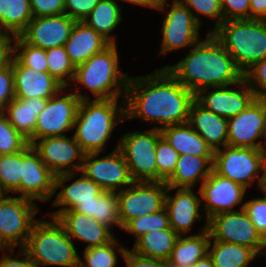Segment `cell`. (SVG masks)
<instances>
[{
	"instance_id": "1",
	"label": "cell",
	"mask_w": 266,
	"mask_h": 267,
	"mask_svg": "<svg viewBox=\"0 0 266 267\" xmlns=\"http://www.w3.org/2000/svg\"><path fill=\"white\" fill-rule=\"evenodd\" d=\"M195 94L165 67L146 76L130 77L125 96L126 119L141 118L164 128L188 122Z\"/></svg>"
},
{
	"instance_id": "2",
	"label": "cell",
	"mask_w": 266,
	"mask_h": 267,
	"mask_svg": "<svg viewBox=\"0 0 266 267\" xmlns=\"http://www.w3.org/2000/svg\"><path fill=\"white\" fill-rule=\"evenodd\" d=\"M187 56L165 68L194 94L209 87L238 85L244 74L221 43L208 32Z\"/></svg>"
},
{
	"instance_id": "3",
	"label": "cell",
	"mask_w": 266,
	"mask_h": 267,
	"mask_svg": "<svg viewBox=\"0 0 266 267\" xmlns=\"http://www.w3.org/2000/svg\"><path fill=\"white\" fill-rule=\"evenodd\" d=\"M118 104V99L80 102L73 136L84 153H101L115 126L126 119L125 103Z\"/></svg>"
},
{
	"instance_id": "4",
	"label": "cell",
	"mask_w": 266,
	"mask_h": 267,
	"mask_svg": "<svg viewBox=\"0 0 266 267\" xmlns=\"http://www.w3.org/2000/svg\"><path fill=\"white\" fill-rule=\"evenodd\" d=\"M211 33L243 74L266 57V20H226Z\"/></svg>"
},
{
	"instance_id": "5",
	"label": "cell",
	"mask_w": 266,
	"mask_h": 267,
	"mask_svg": "<svg viewBox=\"0 0 266 267\" xmlns=\"http://www.w3.org/2000/svg\"><path fill=\"white\" fill-rule=\"evenodd\" d=\"M116 45L111 43L102 52L75 67L73 83L76 82L78 85L79 82L86 86L95 96V100L118 99L126 96L130 77L128 73L123 74L119 70Z\"/></svg>"
},
{
	"instance_id": "6",
	"label": "cell",
	"mask_w": 266,
	"mask_h": 267,
	"mask_svg": "<svg viewBox=\"0 0 266 267\" xmlns=\"http://www.w3.org/2000/svg\"><path fill=\"white\" fill-rule=\"evenodd\" d=\"M37 220L23 248L35 267L56 265L78 267L79 255L64 227L56 218Z\"/></svg>"
},
{
	"instance_id": "7",
	"label": "cell",
	"mask_w": 266,
	"mask_h": 267,
	"mask_svg": "<svg viewBox=\"0 0 266 267\" xmlns=\"http://www.w3.org/2000/svg\"><path fill=\"white\" fill-rule=\"evenodd\" d=\"M224 148V149H223ZM214 151L212 170L248 189L256 179L258 186L266 168V149L233 147L226 145ZM257 177V178H256Z\"/></svg>"
},
{
	"instance_id": "8",
	"label": "cell",
	"mask_w": 266,
	"mask_h": 267,
	"mask_svg": "<svg viewBox=\"0 0 266 267\" xmlns=\"http://www.w3.org/2000/svg\"><path fill=\"white\" fill-rule=\"evenodd\" d=\"M161 130L128 132L120 138L118 149L125 158L133 182H157L156 145Z\"/></svg>"
},
{
	"instance_id": "9",
	"label": "cell",
	"mask_w": 266,
	"mask_h": 267,
	"mask_svg": "<svg viewBox=\"0 0 266 267\" xmlns=\"http://www.w3.org/2000/svg\"><path fill=\"white\" fill-rule=\"evenodd\" d=\"M34 200L25 197H0V251L13 252L19 243L25 247L37 211Z\"/></svg>"
},
{
	"instance_id": "10",
	"label": "cell",
	"mask_w": 266,
	"mask_h": 267,
	"mask_svg": "<svg viewBox=\"0 0 266 267\" xmlns=\"http://www.w3.org/2000/svg\"><path fill=\"white\" fill-rule=\"evenodd\" d=\"M65 89L66 87L48 99L44 110L37 117L33 143L46 137L64 136V132L75 128L74 123L80 102L91 98L79 92L81 91L79 88L76 89L78 93L72 92L61 96L63 91L66 93ZM59 93H61L60 96Z\"/></svg>"
},
{
	"instance_id": "11",
	"label": "cell",
	"mask_w": 266,
	"mask_h": 267,
	"mask_svg": "<svg viewBox=\"0 0 266 267\" xmlns=\"http://www.w3.org/2000/svg\"><path fill=\"white\" fill-rule=\"evenodd\" d=\"M167 189L165 182H133L122 191H117L122 228L132 219L163 209Z\"/></svg>"
},
{
	"instance_id": "12",
	"label": "cell",
	"mask_w": 266,
	"mask_h": 267,
	"mask_svg": "<svg viewBox=\"0 0 266 267\" xmlns=\"http://www.w3.org/2000/svg\"><path fill=\"white\" fill-rule=\"evenodd\" d=\"M210 239L252 248L258 253L264 238L249 219L244 204L238 211L217 214L208 220Z\"/></svg>"
},
{
	"instance_id": "13",
	"label": "cell",
	"mask_w": 266,
	"mask_h": 267,
	"mask_svg": "<svg viewBox=\"0 0 266 267\" xmlns=\"http://www.w3.org/2000/svg\"><path fill=\"white\" fill-rule=\"evenodd\" d=\"M98 155L99 152L85 153L80 172L104 191L117 192L119 187L122 191L133 183L127 162L118 147L110 154L95 159Z\"/></svg>"
},
{
	"instance_id": "14",
	"label": "cell",
	"mask_w": 266,
	"mask_h": 267,
	"mask_svg": "<svg viewBox=\"0 0 266 267\" xmlns=\"http://www.w3.org/2000/svg\"><path fill=\"white\" fill-rule=\"evenodd\" d=\"M264 142L257 143L258 138ZM266 99L255 98L238 115L228 119L227 145L233 147L266 149Z\"/></svg>"
},
{
	"instance_id": "15",
	"label": "cell",
	"mask_w": 266,
	"mask_h": 267,
	"mask_svg": "<svg viewBox=\"0 0 266 267\" xmlns=\"http://www.w3.org/2000/svg\"><path fill=\"white\" fill-rule=\"evenodd\" d=\"M169 13L162 22L160 54L194 46L199 41V27L190 10L179 0H173Z\"/></svg>"
},
{
	"instance_id": "16",
	"label": "cell",
	"mask_w": 266,
	"mask_h": 267,
	"mask_svg": "<svg viewBox=\"0 0 266 267\" xmlns=\"http://www.w3.org/2000/svg\"><path fill=\"white\" fill-rule=\"evenodd\" d=\"M32 146L38 152L43 163L56 176L75 172V170L77 173L80 172L85 153L81 150L74 136L71 138L66 137V135L46 137L36 140ZM75 160H78V163H75Z\"/></svg>"
},
{
	"instance_id": "17",
	"label": "cell",
	"mask_w": 266,
	"mask_h": 267,
	"mask_svg": "<svg viewBox=\"0 0 266 267\" xmlns=\"http://www.w3.org/2000/svg\"><path fill=\"white\" fill-rule=\"evenodd\" d=\"M56 175L43 163L31 144L23 149V176L20 197L49 201L56 193Z\"/></svg>"
},
{
	"instance_id": "18",
	"label": "cell",
	"mask_w": 266,
	"mask_h": 267,
	"mask_svg": "<svg viewBox=\"0 0 266 267\" xmlns=\"http://www.w3.org/2000/svg\"><path fill=\"white\" fill-rule=\"evenodd\" d=\"M246 188L234 181L224 178L213 170L201 183L198 193L201 195L206 210V223L220 213L233 212L236 205L241 204ZM206 202V203H205Z\"/></svg>"
},
{
	"instance_id": "19",
	"label": "cell",
	"mask_w": 266,
	"mask_h": 267,
	"mask_svg": "<svg viewBox=\"0 0 266 267\" xmlns=\"http://www.w3.org/2000/svg\"><path fill=\"white\" fill-rule=\"evenodd\" d=\"M231 86L235 85L213 87L210 92L208 88L203 89L195 94V100L216 115L232 118L245 110L256 97L245 78L238 82V86H244L240 90Z\"/></svg>"
},
{
	"instance_id": "20",
	"label": "cell",
	"mask_w": 266,
	"mask_h": 267,
	"mask_svg": "<svg viewBox=\"0 0 266 267\" xmlns=\"http://www.w3.org/2000/svg\"><path fill=\"white\" fill-rule=\"evenodd\" d=\"M75 22L65 13L35 17L19 36L27 44L48 50L65 45Z\"/></svg>"
},
{
	"instance_id": "21",
	"label": "cell",
	"mask_w": 266,
	"mask_h": 267,
	"mask_svg": "<svg viewBox=\"0 0 266 267\" xmlns=\"http://www.w3.org/2000/svg\"><path fill=\"white\" fill-rule=\"evenodd\" d=\"M13 82L15 97L20 99L34 97L50 99L64 88L48 72L24 67L14 56Z\"/></svg>"
},
{
	"instance_id": "22",
	"label": "cell",
	"mask_w": 266,
	"mask_h": 267,
	"mask_svg": "<svg viewBox=\"0 0 266 267\" xmlns=\"http://www.w3.org/2000/svg\"><path fill=\"white\" fill-rule=\"evenodd\" d=\"M76 172H69L57 175L55 178V190L60 186H65L57 194L54 207L59 206L61 209L49 214L50 218H56L61 212L73 210L78 204H89L94 201V197L99 196L104 190L93 180L86 177L83 173L71 184L64 185L65 182L74 178Z\"/></svg>"
},
{
	"instance_id": "23",
	"label": "cell",
	"mask_w": 266,
	"mask_h": 267,
	"mask_svg": "<svg viewBox=\"0 0 266 267\" xmlns=\"http://www.w3.org/2000/svg\"><path fill=\"white\" fill-rule=\"evenodd\" d=\"M171 190H177L175 196L168 195ZM201 196L197 197L192 189L168 187L165 196V208L168 213L170 227L179 235L187 234L196 219H202L200 214Z\"/></svg>"
},
{
	"instance_id": "24",
	"label": "cell",
	"mask_w": 266,
	"mask_h": 267,
	"mask_svg": "<svg viewBox=\"0 0 266 267\" xmlns=\"http://www.w3.org/2000/svg\"><path fill=\"white\" fill-rule=\"evenodd\" d=\"M56 219L71 239L87 242L85 248L105 245L115 238L109 227L83 213L64 211Z\"/></svg>"
},
{
	"instance_id": "25",
	"label": "cell",
	"mask_w": 266,
	"mask_h": 267,
	"mask_svg": "<svg viewBox=\"0 0 266 267\" xmlns=\"http://www.w3.org/2000/svg\"><path fill=\"white\" fill-rule=\"evenodd\" d=\"M110 44L84 21H76L64 47L71 63L77 67L93 55L102 52Z\"/></svg>"
},
{
	"instance_id": "26",
	"label": "cell",
	"mask_w": 266,
	"mask_h": 267,
	"mask_svg": "<svg viewBox=\"0 0 266 267\" xmlns=\"http://www.w3.org/2000/svg\"><path fill=\"white\" fill-rule=\"evenodd\" d=\"M216 151L227 145L228 119L205 109L196 100L189 110L187 122Z\"/></svg>"
},
{
	"instance_id": "27",
	"label": "cell",
	"mask_w": 266,
	"mask_h": 267,
	"mask_svg": "<svg viewBox=\"0 0 266 267\" xmlns=\"http://www.w3.org/2000/svg\"><path fill=\"white\" fill-rule=\"evenodd\" d=\"M48 99L29 98L20 99L15 97L5 109V115L10 124L33 144V133L37 123V117L44 110Z\"/></svg>"
},
{
	"instance_id": "28",
	"label": "cell",
	"mask_w": 266,
	"mask_h": 267,
	"mask_svg": "<svg viewBox=\"0 0 266 267\" xmlns=\"http://www.w3.org/2000/svg\"><path fill=\"white\" fill-rule=\"evenodd\" d=\"M212 165L213 157L179 155L175 171L165 183L175 189H193L198 180L203 182L210 175Z\"/></svg>"
},
{
	"instance_id": "29",
	"label": "cell",
	"mask_w": 266,
	"mask_h": 267,
	"mask_svg": "<svg viewBox=\"0 0 266 267\" xmlns=\"http://www.w3.org/2000/svg\"><path fill=\"white\" fill-rule=\"evenodd\" d=\"M160 130L179 155L214 157L213 149L188 123L169 125Z\"/></svg>"
},
{
	"instance_id": "30",
	"label": "cell",
	"mask_w": 266,
	"mask_h": 267,
	"mask_svg": "<svg viewBox=\"0 0 266 267\" xmlns=\"http://www.w3.org/2000/svg\"><path fill=\"white\" fill-rule=\"evenodd\" d=\"M208 223L201 229L199 234L183 237L180 235L169 257L168 264H180L192 266L199 259L208 254L210 233L207 229Z\"/></svg>"
},
{
	"instance_id": "31",
	"label": "cell",
	"mask_w": 266,
	"mask_h": 267,
	"mask_svg": "<svg viewBox=\"0 0 266 267\" xmlns=\"http://www.w3.org/2000/svg\"><path fill=\"white\" fill-rule=\"evenodd\" d=\"M179 236L173 229L153 230L135 240L131 250L140 256L167 261Z\"/></svg>"
},
{
	"instance_id": "32",
	"label": "cell",
	"mask_w": 266,
	"mask_h": 267,
	"mask_svg": "<svg viewBox=\"0 0 266 267\" xmlns=\"http://www.w3.org/2000/svg\"><path fill=\"white\" fill-rule=\"evenodd\" d=\"M73 211L86 214L110 229L115 225L123 229L119 219L116 192L103 191L99 196L94 197L93 202L78 204Z\"/></svg>"
},
{
	"instance_id": "33",
	"label": "cell",
	"mask_w": 266,
	"mask_h": 267,
	"mask_svg": "<svg viewBox=\"0 0 266 267\" xmlns=\"http://www.w3.org/2000/svg\"><path fill=\"white\" fill-rule=\"evenodd\" d=\"M33 19L30 0H0V31L19 36Z\"/></svg>"
},
{
	"instance_id": "34",
	"label": "cell",
	"mask_w": 266,
	"mask_h": 267,
	"mask_svg": "<svg viewBox=\"0 0 266 267\" xmlns=\"http://www.w3.org/2000/svg\"><path fill=\"white\" fill-rule=\"evenodd\" d=\"M209 243L208 254L215 267H247L258 256L247 246L214 240Z\"/></svg>"
},
{
	"instance_id": "35",
	"label": "cell",
	"mask_w": 266,
	"mask_h": 267,
	"mask_svg": "<svg viewBox=\"0 0 266 267\" xmlns=\"http://www.w3.org/2000/svg\"><path fill=\"white\" fill-rule=\"evenodd\" d=\"M115 0H100L84 22L100 33L110 43L116 44V37L110 35L122 20L121 7Z\"/></svg>"
},
{
	"instance_id": "36",
	"label": "cell",
	"mask_w": 266,
	"mask_h": 267,
	"mask_svg": "<svg viewBox=\"0 0 266 267\" xmlns=\"http://www.w3.org/2000/svg\"><path fill=\"white\" fill-rule=\"evenodd\" d=\"M23 176V150L14 154L0 155V186L8 193L20 194V182Z\"/></svg>"
},
{
	"instance_id": "37",
	"label": "cell",
	"mask_w": 266,
	"mask_h": 267,
	"mask_svg": "<svg viewBox=\"0 0 266 267\" xmlns=\"http://www.w3.org/2000/svg\"><path fill=\"white\" fill-rule=\"evenodd\" d=\"M48 73L64 87H68V80H73L75 67L71 63L64 46L46 50ZM66 78V79H65Z\"/></svg>"
},
{
	"instance_id": "38",
	"label": "cell",
	"mask_w": 266,
	"mask_h": 267,
	"mask_svg": "<svg viewBox=\"0 0 266 267\" xmlns=\"http://www.w3.org/2000/svg\"><path fill=\"white\" fill-rule=\"evenodd\" d=\"M118 242L115 237L105 245L85 248L83 253L86 262L79 257L78 267H116L117 254L115 249L119 245Z\"/></svg>"
},
{
	"instance_id": "39",
	"label": "cell",
	"mask_w": 266,
	"mask_h": 267,
	"mask_svg": "<svg viewBox=\"0 0 266 267\" xmlns=\"http://www.w3.org/2000/svg\"><path fill=\"white\" fill-rule=\"evenodd\" d=\"M162 229H172L170 227L169 217L165 207L153 214L140 216L139 218L130 220L122 230L131 233L137 240L145 233Z\"/></svg>"
},
{
	"instance_id": "40",
	"label": "cell",
	"mask_w": 266,
	"mask_h": 267,
	"mask_svg": "<svg viewBox=\"0 0 266 267\" xmlns=\"http://www.w3.org/2000/svg\"><path fill=\"white\" fill-rule=\"evenodd\" d=\"M13 42L14 57L24 67L34 68L40 72L48 71L46 50L27 44L20 36H15Z\"/></svg>"
},
{
	"instance_id": "41",
	"label": "cell",
	"mask_w": 266,
	"mask_h": 267,
	"mask_svg": "<svg viewBox=\"0 0 266 267\" xmlns=\"http://www.w3.org/2000/svg\"><path fill=\"white\" fill-rule=\"evenodd\" d=\"M157 182H166L175 171L179 153L161 136L156 145Z\"/></svg>"
},
{
	"instance_id": "42",
	"label": "cell",
	"mask_w": 266,
	"mask_h": 267,
	"mask_svg": "<svg viewBox=\"0 0 266 267\" xmlns=\"http://www.w3.org/2000/svg\"><path fill=\"white\" fill-rule=\"evenodd\" d=\"M28 144V140L10 124L6 115L0 114V155L17 153Z\"/></svg>"
},
{
	"instance_id": "43",
	"label": "cell",
	"mask_w": 266,
	"mask_h": 267,
	"mask_svg": "<svg viewBox=\"0 0 266 267\" xmlns=\"http://www.w3.org/2000/svg\"><path fill=\"white\" fill-rule=\"evenodd\" d=\"M193 14L195 20L201 25L199 14L215 19L216 24L210 33L224 22L223 12L221 8V0H179ZM191 7V8H190ZM192 8L194 9L192 11ZM194 12L197 14L194 15ZM217 19V20H216Z\"/></svg>"
},
{
	"instance_id": "44",
	"label": "cell",
	"mask_w": 266,
	"mask_h": 267,
	"mask_svg": "<svg viewBox=\"0 0 266 267\" xmlns=\"http://www.w3.org/2000/svg\"><path fill=\"white\" fill-rule=\"evenodd\" d=\"M244 78L256 98L266 99V57L250 68L244 74Z\"/></svg>"
},
{
	"instance_id": "45",
	"label": "cell",
	"mask_w": 266,
	"mask_h": 267,
	"mask_svg": "<svg viewBox=\"0 0 266 267\" xmlns=\"http://www.w3.org/2000/svg\"><path fill=\"white\" fill-rule=\"evenodd\" d=\"M244 210L258 232L266 238V199H251L244 203Z\"/></svg>"
},
{
	"instance_id": "46",
	"label": "cell",
	"mask_w": 266,
	"mask_h": 267,
	"mask_svg": "<svg viewBox=\"0 0 266 267\" xmlns=\"http://www.w3.org/2000/svg\"><path fill=\"white\" fill-rule=\"evenodd\" d=\"M15 98L13 82V58L11 63L0 70V114L5 113L6 106Z\"/></svg>"
},
{
	"instance_id": "47",
	"label": "cell",
	"mask_w": 266,
	"mask_h": 267,
	"mask_svg": "<svg viewBox=\"0 0 266 267\" xmlns=\"http://www.w3.org/2000/svg\"><path fill=\"white\" fill-rule=\"evenodd\" d=\"M224 21L250 19V0H221Z\"/></svg>"
},
{
	"instance_id": "48",
	"label": "cell",
	"mask_w": 266,
	"mask_h": 267,
	"mask_svg": "<svg viewBox=\"0 0 266 267\" xmlns=\"http://www.w3.org/2000/svg\"><path fill=\"white\" fill-rule=\"evenodd\" d=\"M30 8L35 17L65 13V0H30Z\"/></svg>"
},
{
	"instance_id": "49",
	"label": "cell",
	"mask_w": 266,
	"mask_h": 267,
	"mask_svg": "<svg viewBox=\"0 0 266 267\" xmlns=\"http://www.w3.org/2000/svg\"><path fill=\"white\" fill-rule=\"evenodd\" d=\"M100 0H65V14L74 21H84ZM67 10H69L67 12Z\"/></svg>"
},
{
	"instance_id": "50",
	"label": "cell",
	"mask_w": 266,
	"mask_h": 267,
	"mask_svg": "<svg viewBox=\"0 0 266 267\" xmlns=\"http://www.w3.org/2000/svg\"><path fill=\"white\" fill-rule=\"evenodd\" d=\"M118 250L125 260L126 267H168V261L140 256L122 246Z\"/></svg>"
},
{
	"instance_id": "51",
	"label": "cell",
	"mask_w": 266,
	"mask_h": 267,
	"mask_svg": "<svg viewBox=\"0 0 266 267\" xmlns=\"http://www.w3.org/2000/svg\"><path fill=\"white\" fill-rule=\"evenodd\" d=\"M14 36L0 31V70L7 67L14 56Z\"/></svg>"
},
{
	"instance_id": "52",
	"label": "cell",
	"mask_w": 266,
	"mask_h": 267,
	"mask_svg": "<svg viewBox=\"0 0 266 267\" xmlns=\"http://www.w3.org/2000/svg\"><path fill=\"white\" fill-rule=\"evenodd\" d=\"M19 251V254L24 258H21L19 255H16V257L12 258L14 256V252L12 255L9 254V256L3 254L0 260V267H35V264L30 259L27 252L23 248L19 249Z\"/></svg>"
},
{
	"instance_id": "53",
	"label": "cell",
	"mask_w": 266,
	"mask_h": 267,
	"mask_svg": "<svg viewBox=\"0 0 266 267\" xmlns=\"http://www.w3.org/2000/svg\"><path fill=\"white\" fill-rule=\"evenodd\" d=\"M250 19L266 20V0H250Z\"/></svg>"
},
{
	"instance_id": "54",
	"label": "cell",
	"mask_w": 266,
	"mask_h": 267,
	"mask_svg": "<svg viewBox=\"0 0 266 267\" xmlns=\"http://www.w3.org/2000/svg\"><path fill=\"white\" fill-rule=\"evenodd\" d=\"M124 1L137 4L139 6L150 7L157 10L159 9L162 11H165V4L167 3V0H124Z\"/></svg>"
},
{
	"instance_id": "55",
	"label": "cell",
	"mask_w": 266,
	"mask_h": 267,
	"mask_svg": "<svg viewBox=\"0 0 266 267\" xmlns=\"http://www.w3.org/2000/svg\"><path fill=\"white\" fill-rule=\"evenodd\" d=\"M191 267H215V266L209 254H207L204 258L199 259L197 262H195Z\"/></svg>"
},
{
	"instance_id": "56",
	"label": "cell",
	"mask_w": 266,
	"mask_h": 267,
	"mask_svg": "<svg viewBox=\"0 0 266 267\" xmlns=\"http://www.w3.org/2000/svg\"><path fill=\"white\" fill-rule=\"evenodd\" d=\"M262 192H264V198L266 199V168L265 170L262 172V178L260 180L259 186H258Z\"/></svg>"
},
{
	"instance_id": "57",
	"label": "cell",
	"mask_w": 266,
	"mask_h": 267,
	"mask_svg": "<svg viewBox=\"0 0 266 267\" xmlns=\"http://www.w3.org/2000/svg\"><path fill=\"white\" fill-rule=\"evenodd\" d=\"M264 248H265V250H266V238L264 239L263 244L260 246L257 255H260V256H261V255H266V251L262 250V249H264Z\"/></svg>"
},
{
	"instance_id": "58",
	"label": "cell",
	"mask_w": 266,
	"mask_h": 267,
	"mask_svg": "<svg viewBox=\"0 0 266 267\" xmlns=\"http://www.w3.org/2000/svg\"><path fill=\"white\" fill-rule=\"evenodd\" d=\"M168 267H191V266H182L180 264H168Z\"/></svg>"
},
{
	"instance_id": "59",
	"label": "cell",
	"mask_w": 266,
	"mask_h": 267,
	"mask_svg": "<svg viewBox=\"0 0 266 267\" xmlns=\"http://www.w3.org/2000/svg\"><path fill=\"white\" fill-rule=\"evenodd\" d=\"M6 194L1 190V186H0V197L1 196H5Z\"/></svg>"
}]
</instances>
